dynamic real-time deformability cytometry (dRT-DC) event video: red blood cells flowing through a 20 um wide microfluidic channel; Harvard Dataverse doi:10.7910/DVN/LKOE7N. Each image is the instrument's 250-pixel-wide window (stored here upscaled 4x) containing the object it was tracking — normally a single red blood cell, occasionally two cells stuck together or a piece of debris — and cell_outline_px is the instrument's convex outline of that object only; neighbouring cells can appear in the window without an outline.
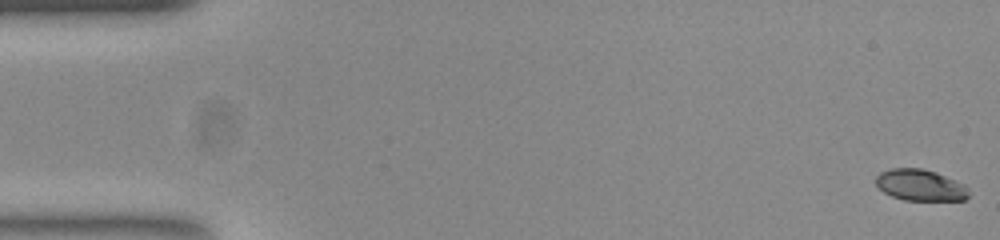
{"species": "common noctule bat (a hibernating species)", "species_latin": "Nyctalus noctula", "temperature_condition": "room temperature", "stored_images_in_passage": 54, "camera_frame_rate_fps": 3000, "um_per_image_px": 0.085, "animal": {"sex": "female", "body_mass_g": 23.0, "forearm_length_mm": 53.4}, "frame": {"image": 1, "passage_image": 1, "time_ms": 0.0, "image_size_px": [1000, 240], "cell_outline_px": [[968, 196], [964, 200], [904, 200], [892, 196], [884, 192], [876, 184], [876, 176], [880, 172], [892, 168], [924, 168], [936, 172], [964, 184], [968, 188]], "centroid_in_image_um": [78.22, 15.73], "position_along_channel_um": 6.8, "area_um2": 16.94}}
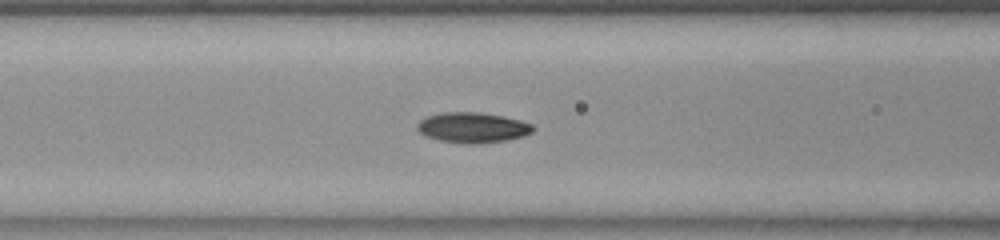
{"frame": {"image": 2, "passage_image": 22, "time_ms": 7.0, "image_size_px": [1000, 240], "cell_outline_px": [[536, 128], [532, 132], [524, 136], [504, 140], [472, 144], [464, 144], [440, 140], [424, 136], [416, 128], [416, 124], [420, 120], [428, 116], [444, 112], [480, 112], [504, 116], [520, 120], [532, 124]], "centroid_in_image_um": [40.17, 10.84], "position_along_channel_um": 126.4, "area_um2": 20.52}}
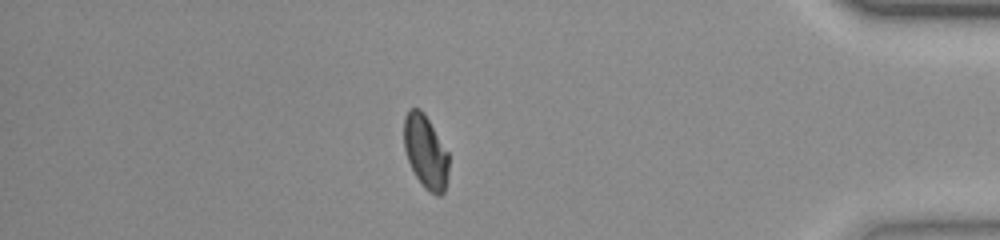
{"frame": {"image": 3, "passage_image": 47, "time_ms": 15.333, "image_size_px": [1000, 240], "cell_outline_px": [[448, 172], [444, 192], [440, 196], [436, 196], [428, 192], [424, 188], [416, 176], [408, 160], [404, 148], [404, 116], [408, 108], [420, 108], [424, 112], [448, 152]], "centroid_in_image_um": [36.17, 12.9], "position_along_channel_um": 399.0, "area_um2": 19.25}, "authors_computed_cell_mechanics": {"area_um2": 19.1607, "velocity_mm_per_s": 3.7618, "shape_relaxation_time_tau1_ms": 4.2443, "shape_relaxation_time_tau2_ms": 3.1042, "deformation_change_tau1": 0.1215, "deformation_change_tau2": 0.0529}}